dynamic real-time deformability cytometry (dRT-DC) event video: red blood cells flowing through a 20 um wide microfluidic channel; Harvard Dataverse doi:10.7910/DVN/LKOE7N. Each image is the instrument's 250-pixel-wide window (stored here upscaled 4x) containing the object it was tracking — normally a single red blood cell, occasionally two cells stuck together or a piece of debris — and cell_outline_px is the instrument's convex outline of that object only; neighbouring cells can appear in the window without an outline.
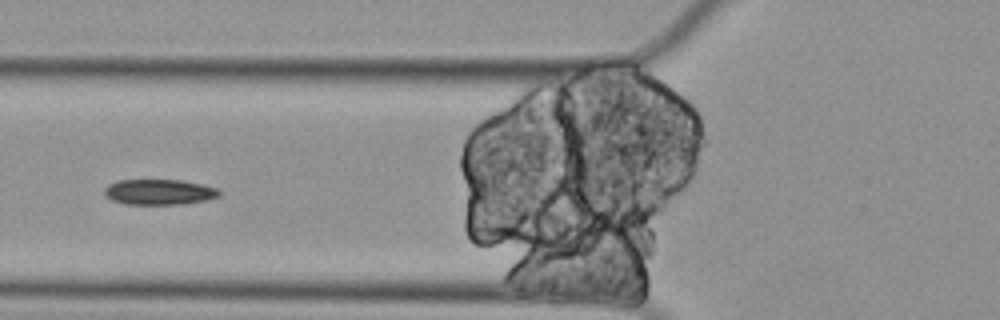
{"species": "Egyptian fruit bat (a non-hibernating species)", "species_latin": "Rousettus aegyptiacus", "temperature_condition": "cold", "stored_images_in_passage": 9, "camera_frame_rate_fps": 3000, "um_per_image_px": 0.085, "animal": {"sex": "female"}, "frame": {"image": 1, "passage_image": 6, "time_ms": 1.667, "image_size_px": [1000, 320], "cell_outline_px": [[220, 196], [208, 200], [184, 204], [124, 204], [112, 200], [104, 196], [104, 188], [108, 184], [116, 180], [180, 180], [200, 184], [216, 188], [220, 192]], "centroid_in_image_um": [13.49, 16.32], "position_along_channel_um": 112.3, "area_um2": 17.17}}
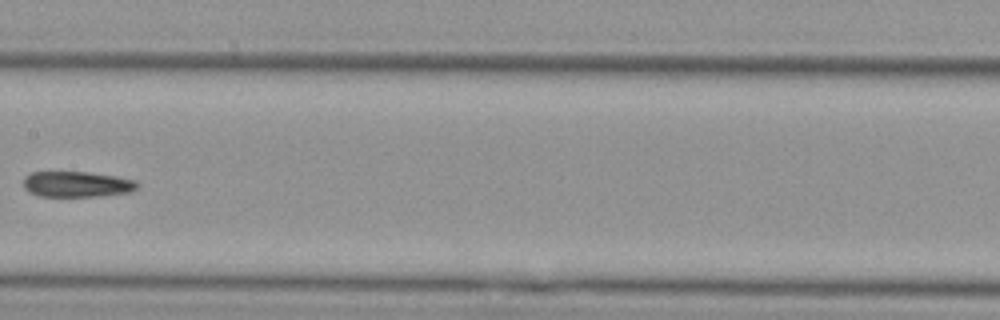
{"frame": {"image": 2, "passage_image": 8, "time_ms": 2.333, "image_size_px": [1000, 320], "cell_outline_px": [[140, 184], [132, 192], [100, 196], [40, 196], [28, 192], [24, 188], [24, 176], [32, 172], [88, 172], [116, 176], [136, 180]], "centroid_in_image_um": [6.55, 15.66], "position_along_channel_um": 200.8, "area_um2": 17.17}}
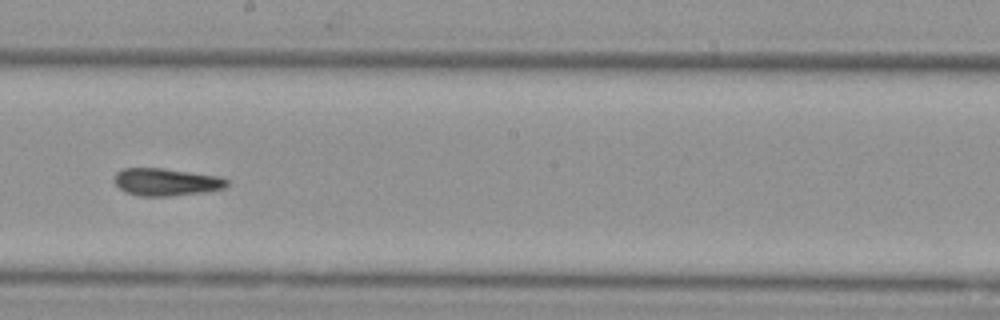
{"frame": {"image": 3, "passage_image": 9, "time_ms": 2.667, "image_size_px": [1000, 320], "cell_outline_px": [[228, 184], [224, 188], [204, 192], [168, 196], [140, 196], [124, 192], [116, 184], [116, 172], [120, 168], [164, 168], [220, 176], [228, 180]], "centroid_in_image_um": [14.13, 15.46], "position_along_channel_um": 234.1, "area_um2": 18.03}}